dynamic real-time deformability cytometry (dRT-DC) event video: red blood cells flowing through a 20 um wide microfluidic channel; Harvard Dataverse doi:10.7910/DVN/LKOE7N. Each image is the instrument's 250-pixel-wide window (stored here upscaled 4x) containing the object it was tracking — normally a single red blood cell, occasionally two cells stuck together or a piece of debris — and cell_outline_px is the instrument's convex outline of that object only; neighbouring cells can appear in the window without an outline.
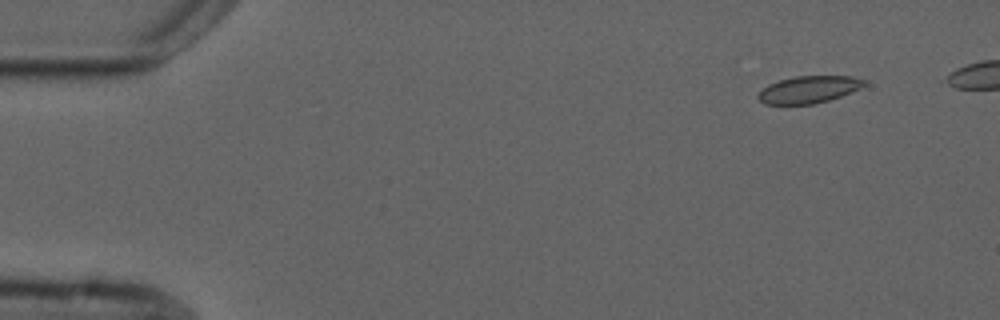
{"species": "common noctule bat (a hibernating species)", "species_latin": "Nyctalus noctula", "temperature_condition": "cold", "stored_images_in_passage": 8, "camera_frame_rate_fps": 3000, "um_per_image_px": 0.085, "animal": {"sex": "male", "forearm_length_mm": 52.5}, "frame": {"image": 1, "passage_image": 1, "time_ms": 0.0, "image_size_px": [1000, 320], "cell_outline_px": [[868, 80], [860, 88], [852, 92], [828, 100], [812, 104], [764, 104], [756, 96], [768, 84], [780, 80], [796, 76], [852, 76]], "centroid_in_image_um": [68.76, 7.6], "position_along_channel_um": 16.2, "area_um2": 16.65}}
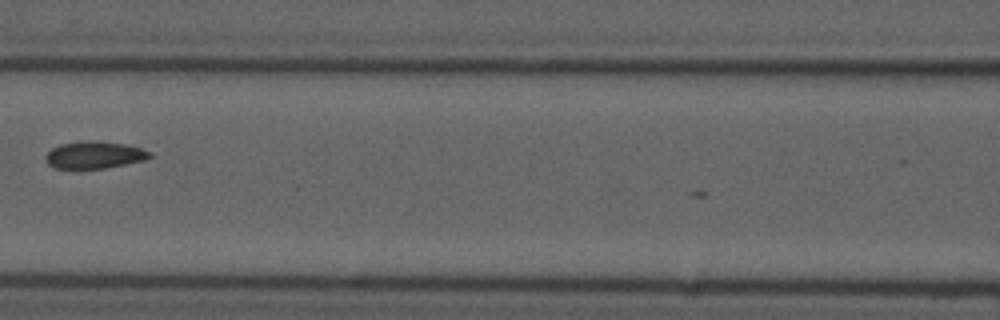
{"frame": {"image": 2, "passage_image": 6, "time_ms": 6.667, "image_size_px": [1000, 320], "cell_outline_px": [[152, 156], [144, 160], [104, 168], [56, 168], [48, 164], [44, 156], [52, 148], [60, 144], [84, 140], [100, 140], [124, 144], [140, 148], [152, 152]], "centroid_in_image_um": [8.01, 13.15], "position_along_channel_um": 158.6, "area_um2": 16.47}}
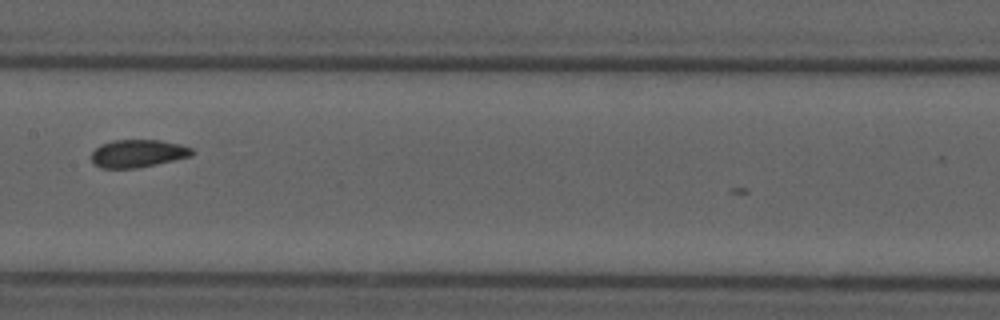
{"frame": {"image": 3, "passage_image": 7, "time_ms": 7.667, "image_size_px": [1000, 320], "cell_outline_px": [[196, 152], [192, 156], [156, 164], [136, 168], [100, 168], [92, 164], [92, 152], [100, 144], [112, 140], [160, 140], [180, 144], [192, 148]], "centroid_in_image_um": [11.72, 13.04], "position_along_channel_um": 195.7, "area_um2": 16.42}}